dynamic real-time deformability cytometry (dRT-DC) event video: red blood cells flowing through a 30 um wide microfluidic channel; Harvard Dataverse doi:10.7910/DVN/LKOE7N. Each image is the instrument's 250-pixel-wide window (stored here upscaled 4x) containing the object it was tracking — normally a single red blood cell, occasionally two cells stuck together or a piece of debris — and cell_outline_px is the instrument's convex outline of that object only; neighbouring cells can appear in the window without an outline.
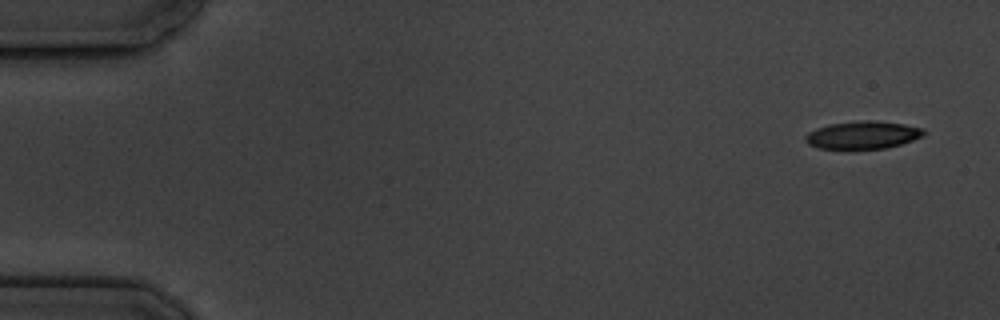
{"species": "common noctule bat (a hibernating species)", "species_latin": "Nyctalus noctula", "temperature_condition": "cold", "stored_images_in_passage": 15, "camera_frame_rate_fps": 3000, "um_per_image_px": 0.085, "animal": {"sex": "male", "body_mass_g": 19.5, "forearm_length_mm": 54.6}, "frame": {"image": 1, "passage_image": 1, "time_ms": 0.0, "image_size_px": [1000, 320], "cell_outline_px": [[928, 132], [924, 136], [900, 144], [884, 148], [848, 152], [820, 148], [808, 144], [804, 140], [804, 136], [808, 132], [816, 128], [828, 124], [860, 120], [872, 120], [904, 124], [920, 128]], "centroid_in_image_um": [73.27, 11.51], "position_along_channel_um": 11.7, "area_um2": 19.94}}
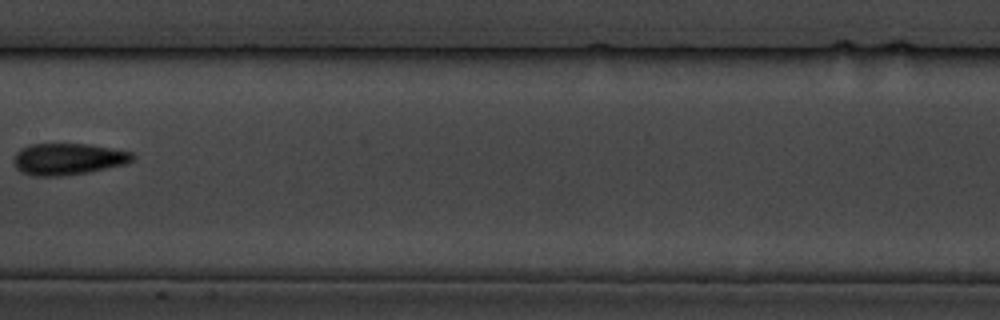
{"frame": {"image": 2, "passage_image": 8, "time_ms": 9.0, "image_size_px": [1000, 320], "cell_outline_px": [[136, 156], [132, 160], [124, 164], [88, 172], [60, 176], [32, 176], [20, 172], [16, 168], [12, 160], [16, 152], [20, 148], [32, 144], [88, 144], [132, 152]], "centroid_in_image_um": [5.73, 13.52], "position_along_channel_um": 201.7, "area_um2": 21.91}}
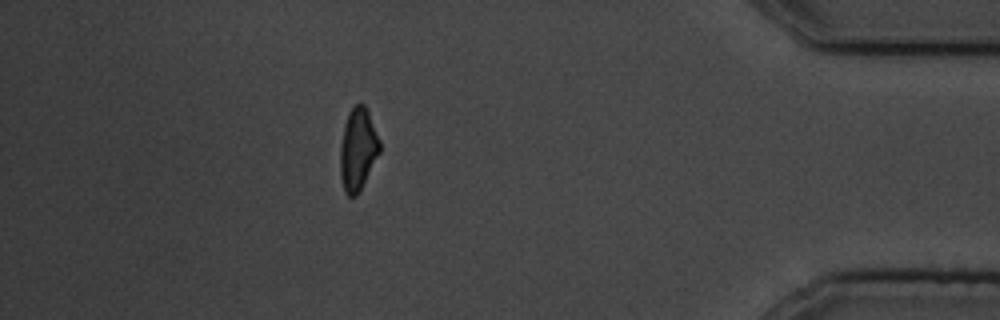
{"frame": {"image": 3, "passage_image": 14, "time_ms": 16.0, "image_size_px": [1000, 320], "cell_outline_px": [[380, 152], [356, 196], [348, 196], [344, 192], [340, 176], [340, 148], [344, 124], [348, 112], [356, 104], [364, 104], [368, 112], [380, 140]], "centroid_in_image_um": [30.4, 12.69], "position_along_channel_um": 404.8, "area_um2": 18.79}, "authors_computed_cell_mechanics": {"area_um2": 19.941, "velocity_mm_per_s": 3.5045, "shape_relaxation_time_tau1_ms": 3.2823, "shape_relaxation_time_tau2_ms": null, "deformation_change_tau1": 0.1068, "deformation_change_tau2": null}}